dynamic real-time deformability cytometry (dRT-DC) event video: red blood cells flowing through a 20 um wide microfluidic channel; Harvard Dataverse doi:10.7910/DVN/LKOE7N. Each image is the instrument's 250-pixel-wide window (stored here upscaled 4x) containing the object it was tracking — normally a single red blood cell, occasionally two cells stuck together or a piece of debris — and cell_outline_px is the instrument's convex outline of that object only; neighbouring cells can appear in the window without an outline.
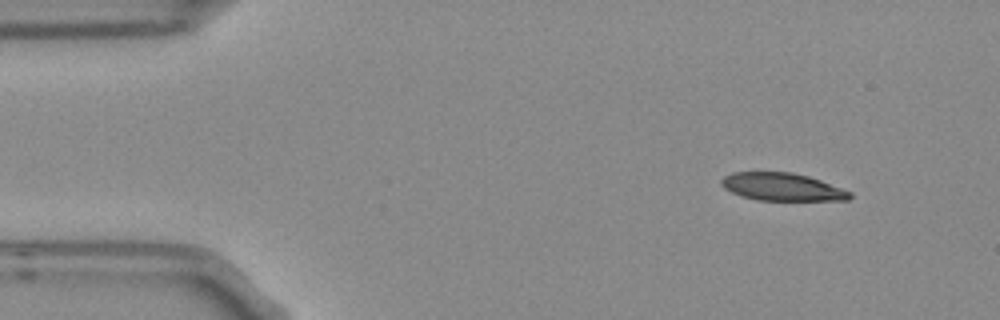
{"species": "Egyptian fruit bat (a non-hibernating species)", "species_latin": "Rousettus aegyptiacus", "temperature_condition": "room temperature", "stored_images_in_passage": 9, "camera_frame_rate_fps": 3000, "um_per_image_px": 0.085, "frame": {"image": 1, "passage_image": 1, "time_ms": 0.0, "image_size_px": [1000, 320], "cell_outline_px": [[852, 196], [848, 200], [760, 200], [744, 196], [732, 192], [724, 188], [720, 184], [720, 180], [724, 176], [732, 172], [792, 172], [808, 176], [820, 180], [852, 192]], "centroid_in_image_um": [66.48, 15.88], "position_along_channel_um": 18.5, "area_um2": 20.63}}
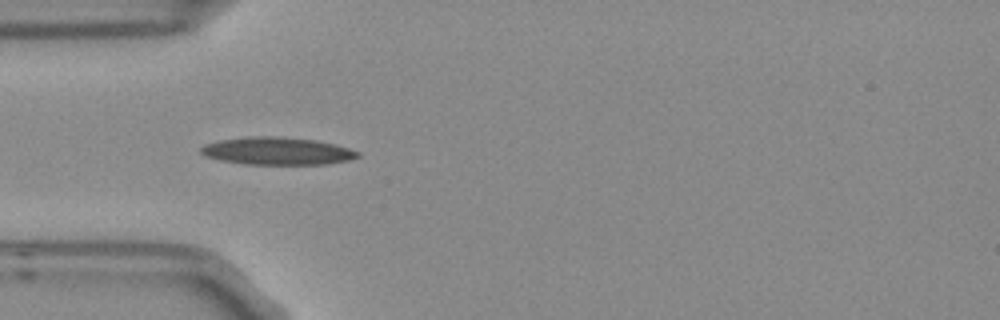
{"frame": {"image": 2, "passage_image": 4, "time_ms": 1.0, "image_size_px": [1000, 320], "cell_outline_px": [[360, 156], [348, 160], [324, 164], [244, 164], [220, 160], [204, 156], [200, 152], [200, 148], [204, 144], [220, 140], [252, 136], [276, 136], [316, 140], [336, 144], [360, 152]], "centroid_in_image_um": [23.54, 12.83], "position_along_channel_um": 61.5, "area_um2": 25.2}}